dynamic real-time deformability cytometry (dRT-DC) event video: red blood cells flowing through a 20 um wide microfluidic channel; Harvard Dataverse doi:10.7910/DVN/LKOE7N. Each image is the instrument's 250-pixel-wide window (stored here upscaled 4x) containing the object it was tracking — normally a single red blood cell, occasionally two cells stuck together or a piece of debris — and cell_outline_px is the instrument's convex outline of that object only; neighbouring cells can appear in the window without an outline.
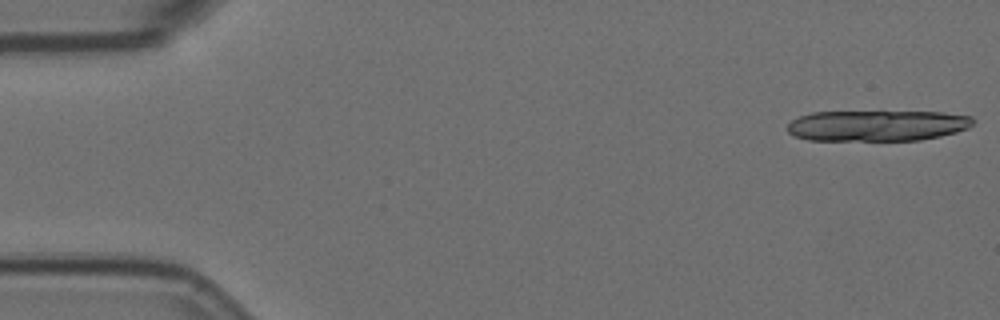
{"species": "Egyptian fruit bat (a non-hibernating species)", "species_latin": "Rousettus aegyptiacus", "temperature_condition": "room temperature", "stored_images_in_passage": 20, "camera_frame_rate_fps": 3000, "um_per_image_px": 0.085, "animal": {"sex": "female"}, "frame": {"image": 1, "passage_image": 1, "time_ms": 0.0, "image_size_px": [1000, 320], "cell_outline_px": [[976, 120], [968, 128], [956, 132], [940, 136], [920, 140], [808, 140], [796, 136], [788, 132], [788, 124], [792, 120], [800, 116], [812, 112], [944, 112], [972, 116]], "centroid_in_image_um": [74.59, 10.67], "position_along_channel_um": 10.4, "area_um2": 33.35}}
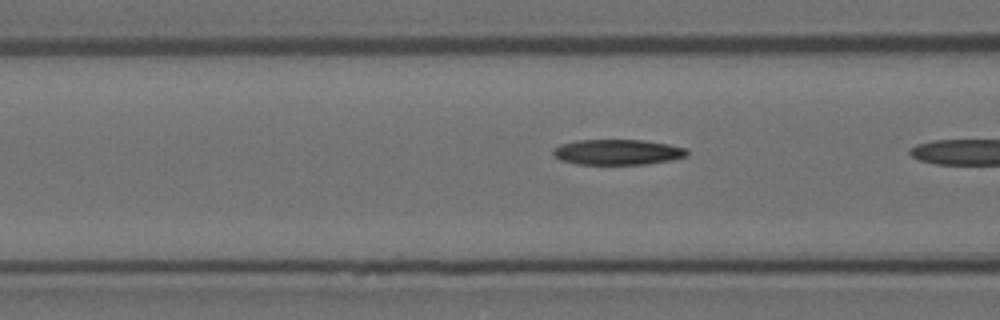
{"frame": {"image": 2, "passage_image": 19, "time_ms": 6.0, "image_size_px": [1000, 320], "cell_outline_px": [[688, 156], [672, 160], [644, 164], [576, 164], [560, 160], [552, 156], [552, 148], [560, 144], [576, 140], [644, 140], [668, 144], [688, 148]], "centroid_in_image_um": [52.47, 12.92], "position_along_channel_um": 114.1, "area_um2": 20.11}}